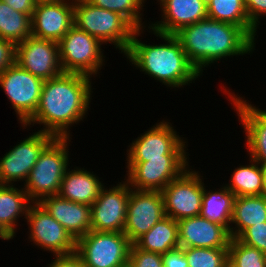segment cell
I'll list each match as a JSON object with an SVG mask.
<instances>
[{
  "instance_id": "52a82bcc",
  "label": "cell",
  "mask_w": 266,
  "mask_h": 267,
  "mask_svg": "<svg viewBox=\"0 0 266 267\" xmlns=\"http://www.w3.org/2000/svg\"><path fill=\"white\" fill-rule=\"evenodd\" d=\"M172 123L161 120L140 134L127 148V162L150 159H189L184 137L177 135Z\"/></svg>"
},
{
  "instance_id": "ab89813d",
  "label": "cell",
  "mask_w": 266,
  "mask_h": 267,
  "mask_svg": "<svg viewBox=\"0 0 266 267\" xmlns=\"http://www.w3.org/2000/svg\"><path fill=\"white\" fill-rule=\"evenodd\" d=\"M0 239L11 240L12 238L0 227Z\"/></svg>"
},
{
  "instance_id": "ba28073f",
  "label": "cell",
  "mask_w": 266,
  "mask_h": 267,
  "mask_svg": "<svg viewBox=\"0 0 266 267\" xmlns=\"http://www.w3.org/2000/svg\"><path fill=\"white\" fill-rule=\"evenodd\" d=\"M132 243L123 232L93 231L76 242L86 267H127Z\"/></svg>"
},
{
  "instance_id": "ffe728a7",
  "label": "cell",
  "mask_w": 266,
  "mask_h": 267,
  "mask_svg": "<svg viewBox=\"0 0 266 267\" xmlns=\"http://www.w3.org/2000/svg\"><path fill=\"white\" fill-rule=\"evenodd\" d=\"M161 21L147 27L163 34H175L181 28L206 19L207 0H158ZM163 20V21H162Z\"/></svg>"
},
{
  "instance_id": "836d02e7",
  "label": "cell",
  "mask_w": 266,
  "mask_h": 267,
  "mask_svg": "<svg viewBox=\"0 0 266 267\" xmlns=\"http://www.w3.org/2000/svg\"><path fill=\"white\" fill-rule=\"evenodd\" d=\"M237 239L250 247L266 254V222L246 228Z\"/></svg>"
},
{
  "instance_id": "4316f807",
  "label": "cell",
  "mask_w": 266,
  "mask_h": 267,
  "mask_svg": "<svg viewBox=\"0 0 266 267\" xmlns=\"http://www.w3.org/2000/svg\"><path fill=\"white\" fill-rule=\"evenodd\" d=\"M249 161L235 168L230 183L225 184L235 197L263 195V166L250 157Z\"/></svg>"
},
{
  "instance_id": "d590c367",
  "label": "cell",
  "mask_w": 266,
  "mask_h": 267,
  "mask_svg": "<svg viewBox=\"0 0 266 267\" xmlns=\"http://www.w3.org/2000/svg\"><path fill=\"white\" fill-rule=\"evenodd\" d=\"M16 63V44L0 38V73Z\"/></svg>"
},
{
  "instance_id": "7402d4cb",
  "label": "cell",
  "mask_w": 266,
  "mask_h": 267,
  "mask_svg": "<svg viewBox=\"0 0 266 267\" xmlns=\"http://www.w3.org/2000/svg\"><path fill=\"white\" fill-rule=\"evenodd\" d=\"M103 187L104 184L93 172L76 166L66 170L58 195L69 201L91 206Z\"/></svg>"
},
{
  "instance_id": "8992f818",
  "label": "cell",
  "mask_w": 266,
  "mask_h": 267,
  "mask_svg": "<svg viewBox=\"0 0 266 267\" xmlns=\"http://www.w3.org/2000/svg\"><path fill=\"white\" fill-rule=\"evenodd\" d=\"M102 45L99 39L73 25L58 42L63 72L79 73L95 78L105 65Z\"/></svg>"
},
{
  "instance_id": "e0dca14e",
  "label": "cell",
  "mask_w": 266,
  "mask_h": 267,
  "mask_svg": "<svg viewBox=\"0 0 266 267\" xmlns=\"http://www.w3.org/2000/svg\"><path fill=\"white\" fill-rule=\"evenodd\" d=\"M74 25V0L40 1L31 17V35L59 42Z\"/></svg>"
},
{
  "instance_id": "e575fe53",
  "label": "cell",
  "mask_w": 266,
  "mask_h": 267,
  "mask_svg": "<svg viewBox=\"0 0 266 267\" xmlns=\"http://www.w3.org/2000/svg\"><path fill=\"white\" fill-rule=\"evenodd\" d=\"M244 6L250 23L259 29V18L262 19L266 15V0H244Z\"/></svg>"
},
{
  "instance_id": "6da1fadb",
  "label": "cell",
  "mask_w": 266,
  "mask_h": 267,
  "mask_svg": "<svg viewBox=\"0 0 266 267\" xmlns=\"http://www.w3.org/2000/svg\"><path fill=\"white\" fill-rule=\"evenodd\" d=\"M91 84L90 76L69 72L45 80L35 113L21 127L39 124L43 126L39 131L56 138H71L70 127L83 121L91 109Z\"/></svg>"
},
{
  "instance_id": "cb8c5ba5",
  "label": "cell",
  "mask_w": 266,
  "mask_h": 267,
  "mask_svg": "<svg viewBox=\"0 0 266 267\" xmlns=\"http://www.w3.org/2000/svg\"><path fill=\"white\" fill-rule=\"evenodd\" d=\"M262 222H266L265 195L235 197L229 229L231 238H237L246 228Z\"/></svg>"
},
{
  "instance_id": "3957f363",
  "label": "cell",
  "mask_w": 266,
  "mask_h": 267,
  "mask_svg": "<svg viewBox=\"0 0 266 267\" xmlns=\"http://www.w3.org/2000/svg\"><path fill=\"white\" fill-rule=\"evenodd\" d=\"M163 44H145L138 37L144 28L136 29L125 57L136 69L170 88L189 85L201 76L190 63L181 43L174 34H163L149 29ZM139 39V40H138Z\"/></svg>"
},
{
  "instance_id": "d6986e66",
  "label": "cell",
  "mask_w": 266,
  "mask_h": 267,
  "mask_svg": "<svg viewBox=\"0 0 266 267\" xmlns=\"http://www.w3.org/2000/svg\"><path fill=\"white\" fill-rule=\"evenodd\" d=\"M180 248H228L229 231L201 215L178 220Z\"/></svg>"
},
{
  "instance_id": "603a6c76",
  "label": "cell",
  "mask_w": 266,
  "mask_h": 267,
  "mask_svg": "<svg viewBox=\"0 0 266 267\" xmlns=\"http://www.w3.org/2000/svg\"><path fill=\"white\" fill-rule=\"evenodd\" d=\"M32 203L23 187L0 184V227L12 239L16 237L17 222L22 216L26 219Z\"/></svg>"
},
{
  "instance_id": "7bdbcfd3",
  "label": "cell",
  "mask_w": 266,
  "mask_h": 267,
  "mask_svg": "<svg viewBox=\"0 0 266 267\" xmlns=\"http://www.w3.org/2000/svg\"><path fill=\"white\" fill-rule=\"evenodd\" d=\"M37 2H40V1H53V0H36Z\"/></svg>"
},
{
  "instance_id": "1f68e13d",
  "label": "cell",
  "mask_w": 266,
  "mask_h": 267,
  "mask_svg": "<svg viewBox=\"0 0 266 267\" xmlns=\"http://www.w3.org/2000/svg\"><path fill=\"white\" fill-rule=\"evenodd\" d=\"M228 250L229 260L236 267H266V254L237 238L230 239Z\"/></svg>"
},
{
  "instance_id": "b9f144b4",
  "label": "cell",
  "mask_w": 266,
  "mask_h": 267,
  "mask_svg": "<svg viewBox=\"0 0 266 267\" xmlns=\"http://www.w3.org/2000/svg\"><path fill=\"white\" fill-rule=\"evenodd\" d=\"M225 267H236V266L230 260H228Z\"/></svg>"
},
{
  "instance_id": "9a60e30c",
  "label": "cell",
  "mask_w": 266,
  "mask_h": 267,
  "mask_svg": "<svg viewBox=\"0 0 266 267\" xmlns=\"http://www.w3.org/2000/svg\"><path fill=\"white\" fill-rule=\"evenodd\" d=\"M189 159H150L147 162H127L124 180L131 189L162 191L171 181L189 168Z\"/></svg>"
},
{
  "instance_id": "ac0fdd59",
  "label": "cell",
  "mask_w": 266,
  "mask_h": 267,
  "mask_svg": "<svg viewBox=\"0 0 266 267\" xmlns=\"http://www.w3.org/2000/svg\"><path fill=\"white\" fill-rule=\"evenodd\" d=\"M223 89V92L228 94L234 111L238 114V120L245 131V145L250 158L260 165L266 166V110L255 107L254 104L244 100V97H238L229 89L227 91L225 86Z\"/></svg>"
},
{
  "instance_id": "44dd1931",
  "label": "cell",
  "mask_w": 266,
  "mask_h": 267,
  "mask_svg": "<svg viewBox=\"0 0 266 267\" xmlns=\"http://www.w3.org/2000/svg\"><path fill=\"white\" fill-rule=\"evenodd\" d=\"M77 241L91 230V207L64 199L59 195L43 198L39 202Z\"/></svg>"
},
{
  "instance_id": "484cf974",
  "label": "cell",
  "mask_w": 266,
  "mask_h": 267,
  "mask_svg": "<svg viewBox=\"0 0 266 267\" xmlns=\"http://www.w3.org/2000/svg\"><path fill=\"white\" fill-rule=\"evenodd\" d=\"M205 187L204 184L200 215L223 225L229 231L235 195L225 185L215 191L211 189L208 191Z\"/></svg>"
},
{
  "instance_id": "8fae6325",
  "label": "cell",
  "mask_w": 266,
  "mask_h": 267,
  "mask_svg": "<svg viewBox=\"0 0 266 267\" xmlns=\"http://www.w3.org/2000/svg\"><path fill=\"white\" fill-rule=\"evenodd\" d=\"M55 138L52 134L37 130L13 146L0 158V184L15 185L19 181L24 184L42 151Z\"/></svg>"
},
{
  "instance_id": "f546056e",
  "label": "cell",
  "mask_w": 266,
  "mask_h": 267,
  "mask_svg": "<svg viewBox=\"0 0 266 267\" xmlns=\"http://www.w3.org/2000/svg\"><path fill=\"white\" fill-rule=\"evenodd\" d=\"M92 5L109 11L117 12L125 17L136 29L146 28L142 22L143 4L145 0H87ZM147 1V0H146Z\"/></svg>"
},
{
  "instance_id": "7c38bea8",
  "label": "cell",
  "mask_w": 266,
  "mask_h": 267,
  "mask_svg": "<svg viewBox=\"0 0 266 267\" xmlns=\"http://www.w3.org/2000/svg\"><path fill=\"white\" fill-rule=\"evenodd\" d=\"M26 222L30 242L54 256L76 252V240L40 203L29 207Z\"/></svg>"
},
{
  "instance_id": "f35d334b",
  "label": "cell",
  "mask_w": 266,
  "mask_h": 267,
  "mask_svg": "<svg viewBox=\"0 0 266 267\" xmlns=\"http://www.w3.org/2000/svg\"><path fill=\"white\" fill-rule=\"evenodd\" d=\"M0 1L7 3L15 11L28 14L31 17L37 3L36 0H0Z\"/></svg>"
},
{
  "instance_id": "8d00e7d4",
  "label": "cell",
  "mask_w": 266,
  "mask_h": 267,
  "mask_svg": "<svg viewBox=\"0 0 266 267\" xmlns=\"http://www.w3.org/2000/svg\"><path fill=\"white\" fill-rule=\"evenodd\" d=\"M164 267H188L183 248H176L162 255Z\"/></svg>"
},
{
  "instance_id": "4fadbf2b",
  "label": "cell",
  "mask_w": 266,
  "mask_h": 267,
  "mask_svg": "<svg viewBox=\"0 0 266 267\" xmlns=\"http://www.w3.org/2000/svg\"><path fill=\"white\" fill-rule=\"evenodd\" d=\"M104 186L91 207V230L123 232L131 187L125 181L111 188Z\"/></svg>"
},
{
  "instance_id": "30bf717a",
  "label": "cell",
  "mask_w": 266,
  "mask_h": 267,
  "mask_svg": "<svg viewBox=\"0 0 266 267\" xmlns=\"http://www.w3.org/2000/svg\"><path fill=\"white\" fill-rule=\"evenodd\" d=\"M44 80L22 69L17 63L0 73V86L24 124L36 111Z\"/></svg>"
},
{
  "instance_id": "277c9868",
  "label": "cell",
  "mask_w": 266,
  "mask_h": 267,
  "mask_svg": "<svg viewBox=\"0 0 266 267\" xmlns=\"http://www.w3.org/2000/svg\"><path fill=\"white\" fill-rule=\"evenodd\" d=\"M74 25L104 45L113 44L125 54L136 28L122 15L96 7L87 0H74Z\"/></svg>"
},
{
  "instance_id": "d6a6232c",
  "label": "cell",
  "mask_w": 266,
  "mask_h": 267,
  "mask_svg": "<svg viewBox=\"0 0 266 267\" xmlns=\"http://www.w3.org/2000/svg\"><path fill=\"white\" fill-rule=\"evenodd\" d=\"M128 267H164L162 254L142 250L134 243L130 247Z\"/></svg>"
},
{
  "instance_id": "4dcf8cb0",
  "label": "cell",
  "mask_w": 266,
  "mask_h": 267,
  "mask_svg": "<svg viewBox=\"0 0 266 267\" xmlns=\"http://www.w3.org/2000/svg\"><path fill=\"white\" fill-rule=\"evenodd\" d=\"M188 267H225L229 260L228 248H183Z\"/></svg>"
},
{
  "instance_id": "60d3db41",
  "label": "cell",
  "mask_w": 266,
  "mask_h": 267,
  "mask_svg": "<svg viewBox=\"0 0 266 267\" xmlns=\"http://www.w3.org/2000/svg\"><path fill=\"white\" fill-rule=\"evenodd\" d=\"M263 195L266 196V166H263Z\"/></svg>"
},
{
  "instance_id": "5bb4252c",
  "label": "cell",
  "mask_w": 266,
  "mask_h": 267,
  "mask_svg": "<svg viewBox=\"0 0 266 267\" xmlns=\"http://www.w3.org/2000/svg\"><path fill=\"white\" fill-rule=\"evenodd\" d=\"M165 216L164 201L160 191L131 189L123 233L134 244Z\"/></svg>"
},
{
  "instance_id": "d4e9b609",
  "label": "cell",
  "mask_w": 266,
  "mask_h": 267,
  "mask_svg": "<svg viewBox=\"0 0 266 267\" xmlns=\"http://www.w3.org/2000/svg\"><path fill=\"white\" fill-rule=\"evenodd\" d=\"M135 244L142 250L162 255L179 248L178 222L169 216L163 217Z\"/></svg>"
},
{
  "instance_id": "2e32d148",
  "label": "cell",
  "mask_w": 266,
  "mask_h": 267,
  "mask_svg": "<svg viewBox=\"0 0 266 267\" xmlns=\"http://www.w3.org/2000/svg\"><path fill=\"white\" fill-rule=\"evenodd\" d=\"M16 63L44 81L63 73L58 42L32 35L16 44Z\"/></svg>"
},
{
  "instance_id": "83f0119b",
  "label": "cell",
  "mask_w": 266,
  "mask_h": 267,
  "mask_svg": "<svg viewBox=\"0 0 266 267\" xmlns=\"http://www.w3.org/2000/svg\"><path fill=\"white\" fill-rule=\"evenodd\" d=\"M208 18L242 27L255 41L257 29L250 23L244 0H207Z\"/></svg>"
},
{
  "instance_id": "7a4b0ae2",
  "label": "cell",
  "mask_w": 266,
  "mask_h": 267,
  "mask_svg": "<svg viewBox=\"0 0 266 267\" xmlns=\"http://www.w3.org/2000/svg\"><path fill=\"white\" fill-rule=\"evenodd\" d=\"M188 60L202 75L204 68L227 57L253 53L255 40L242 28L206 18L174 34Z\"/></svg>"
},
{
  "instance_id": "9c48e42d",
  "label": "cell",
  "mask_w": 266,
  "mask_h": 267,
  "mask_svg": "<svg viewBox=\"0 0 266 267\" xmlns=\"http://www.w3.org/2000/svg\"><path fill=\"white\" fill-rule=\"evenodd\" d=\"M202 177L199 171L189 167L161 191L166 216L178 221L200 215L204 193Z\"/></svg>"
},
{
  "instance_id": "f1b7e54d",
  "label": "cell",
  "mask_w": 266,
  "mask_h": 267,
  "mask_svg": "<svg viewBox=\"0 0 266 267\" xmlns=\"http://www.w3.org/2000/svg\"><path fill=\"white\" fill-rule=\"evenodd\" d=\"M31 36V16L0 1V38L18 44Z\"/></svg>"
},
{
  "instance_id": "74e56055",
  "label": "cell",
  "mask_w": 266,
  "mask_h": 267,
  "mask_svg": "<svg viewBox=\"0 0 266 267\" xmlns=\"http://www.w3.org/2000/svg\"><path fill=\"white\" fill-rule=\"evenodd\" d=\"M54 258L46 267H86L83 259L76 252L68 255H58Z\"/></svg>"
},
{
  "instance_id": "5b68a950",
  "label": "cell",
  "mask_w": 266,
  "mask_h": 267,
  "mask_svg": "<svg viewBox=\"0 0 266 267\" xmlns=\"http://www.w3.org/2000/svg\"><path fill=\"white\" fill-rule=\"evenodd\" d=\"M72 138H55L40 154L23 188L33 203L58 195L62 178L69 166Z\"/></svg>"
}]
</instances>
